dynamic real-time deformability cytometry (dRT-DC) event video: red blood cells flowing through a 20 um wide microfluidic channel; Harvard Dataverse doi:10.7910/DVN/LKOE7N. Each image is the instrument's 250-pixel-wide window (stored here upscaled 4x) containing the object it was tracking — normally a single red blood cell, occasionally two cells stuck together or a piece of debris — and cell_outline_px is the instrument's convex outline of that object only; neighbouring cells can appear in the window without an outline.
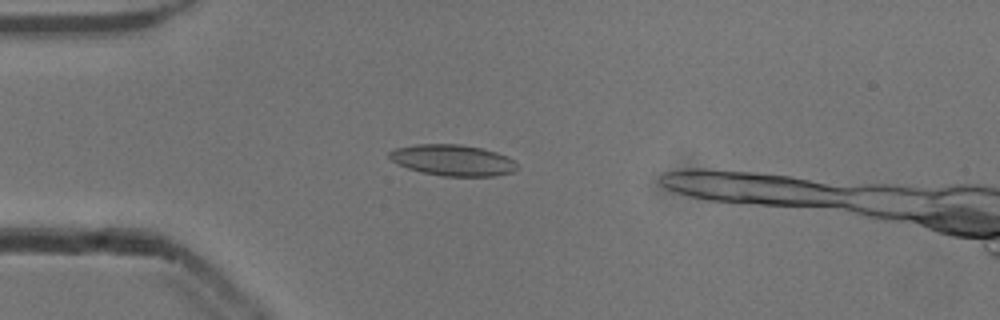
{"species": "common noctule bat (a hibernating species)", "species_latin": "Nyctalus noctula", "temperature_condition": "cold", "stored_images_in_passage": 41, "camera_frame_rate_fps": 3000, "um_per_image_px": 0.085, "animal": {"sex": "male", "body_mass_g": 13.3}, "frame": {"image": 1, "passage_image": 9, "time_ms": 2.667, "image_size_px": [1000, 320], "cell_outline_px": [[516, 168], [512, 172], [492, 176], [440, 176], [420, 172], [408, 168], [392, 160], [388, 156], [388, 152], [396, 148], [416, 144], [460, 144], [480, 148], [496, 152], [508, 156], [516, 164]], "centroid_in_image_um": [38.46, 13.61], "position_along_channel_um": 46.5, "area_um2": 23.0}}
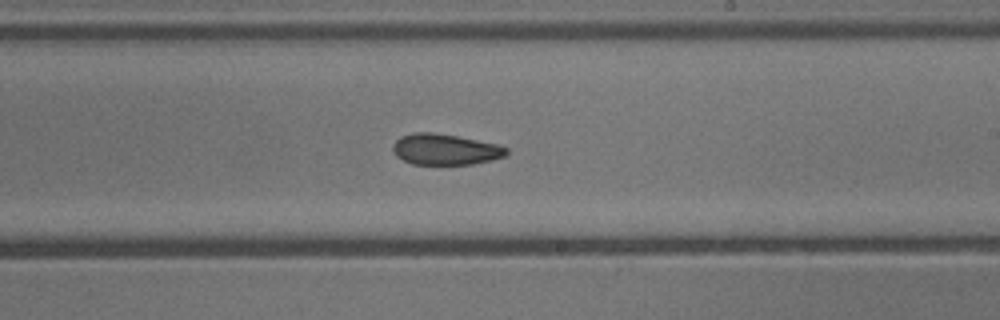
{"frame": {"image": 2, "passage_image": 26, "time_ms": 8.333, "image_size_px": [1000, 320], "cell_outline_px": [[508, 152], [504, 156], [492, 160], [472, 164], [412, 164], [396, 156], [392, 148], [396, 140], [400, 136], [412, 132], [432, 132], [456, 136], [496, 144], [508, 148]], "centroid_in_image_um": [37.82, 12.69], "position_along_channel_um": 251.2, "area_um2": 20.35}}
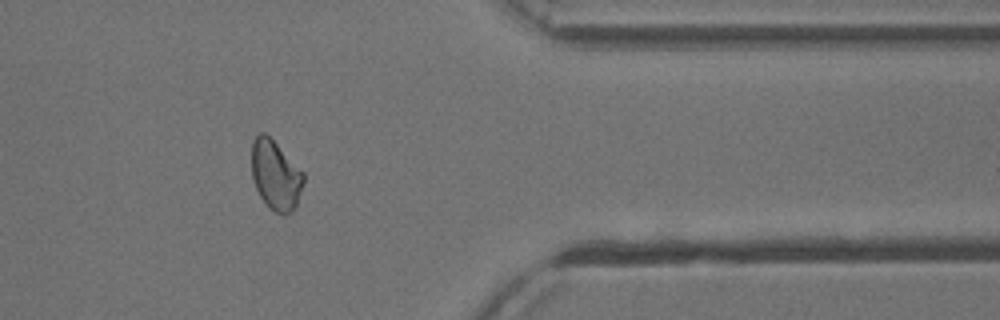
{"frame": {"image": 3, "passage_image": 38, "time_ms": 12.333, "image_size_px": [1000, 320], "cell_outline_px": [[304, 180], [296, 208], [292, 212], [284, 216], [268, 208], [260, 196], [256, 188], [252, 176], [252, 140], [260, 132], [264, 132], [304, 172]], "centroid_in_image_um": [23.43, 14.93], "position_along_channel_um": 388.0, "area_um2": 21.04}}